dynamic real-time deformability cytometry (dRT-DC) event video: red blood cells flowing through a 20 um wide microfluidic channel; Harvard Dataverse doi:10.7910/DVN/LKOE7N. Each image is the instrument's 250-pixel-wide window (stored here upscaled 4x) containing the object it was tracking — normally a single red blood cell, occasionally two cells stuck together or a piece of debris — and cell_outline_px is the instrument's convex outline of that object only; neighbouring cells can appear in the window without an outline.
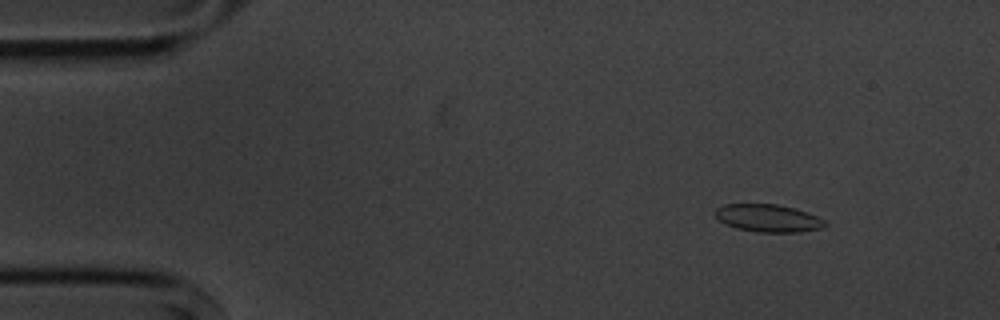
{"species": "common noctule bat (a hibernating species)", "species_latin": "Nyctalus noctula", "temperature_condition": "cold", "stored_images_in_passage": 5, "camera_frame_rate_fps": 3000, "um_per_image_px": 0.085, "animal": {"sex": "male", "body_mass_g": 20.1, "forearm_length_mm": 53.5}, "frame": {"image": 1, "passage_image": 2, "time_ms": 1.333, "image_size_px": [1000, 320], "cell_outline_px": [[828, 224], [820, 228], [800, 232], [756, 232], [736, 228], [720, 220], [716, 216], [716, 208], [724, 204], [776, 204], [808, 212], [824, 220]], "centroid_in_image_um": [65.3, 18.54], "position_along_channel_um": 19.7, "area_um2": 17.46}}
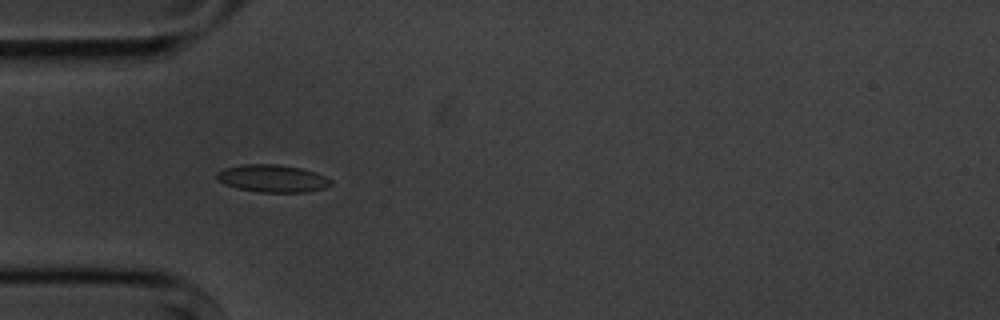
{"frame": {"image": 2, "passage_image": 4, "time_ms": 4.667, "image_size_px": [1000, 320], "cell_outline_px": [[332, 184], [324, 188], [308, 192], [260, 192], [236, 188], [224, 184], [216, 176], [216, 172], [224, 168], [244, 164], [276, 164], [300, 168], [316, 172], [332, 180]], "centroid_in_image_um": [23.16, 15.17], "position_along_channel_um": 61.8, "area_um2": 18.26}}
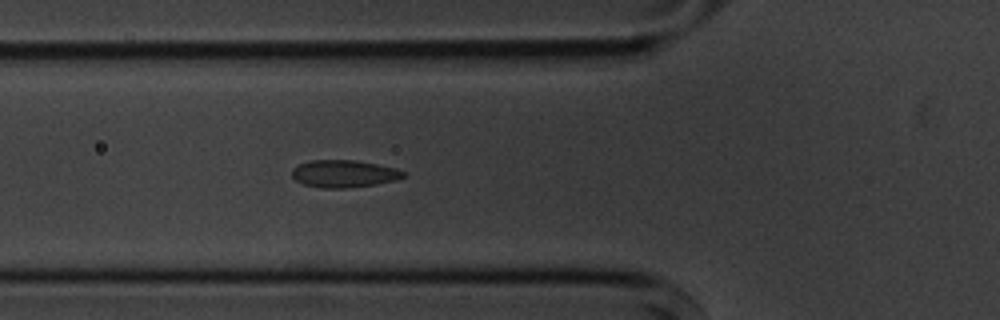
{"frame": {"image": 3, "passage_image": 5, "time_ms": 5.667, "image_size_px": [1000, 320], "cell_outline_px": [[408, 172], [404, 176], [396, 180], [376, 184], [344, 188], [324, 188], [304, 184], [296, 180], [292, 176], [292, 168], [308, 160], [356, 160], [396, 168]], "centroid_in_image_um": [29.25, 14.76], "position_along_channel_um": 96.6, "area_um2": 17.74}}